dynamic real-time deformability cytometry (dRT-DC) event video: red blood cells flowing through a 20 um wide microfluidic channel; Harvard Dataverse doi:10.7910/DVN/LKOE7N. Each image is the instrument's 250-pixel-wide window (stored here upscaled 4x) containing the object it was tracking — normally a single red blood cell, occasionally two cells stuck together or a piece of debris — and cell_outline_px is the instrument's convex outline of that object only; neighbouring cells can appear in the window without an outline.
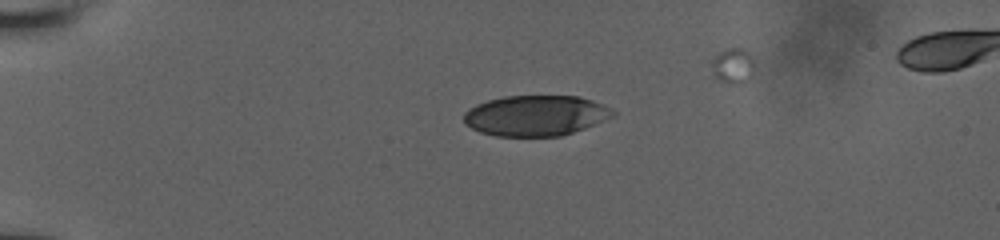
{"species": "human", "species_latin": "Homo sapiens", "temperature_condition": "room temperature", "stored_images_in_passage": 35, "camera_frame_rate_fps": 3000, "um_per_image_px": 0.085, "donor": {"sex": "male"}, "frame": {"image": 1, "passage_image": 1, "time_ms": 0.0, "image_size_px": [1000, 240], "cell_outline_px": [[616, 112], [612, 116], [584, 128], [560, 136], [496, 136], [480, 132], [464, 124], [464, 112], [468, 108], [476, 104], [488, 100], [504, 96], [580, 96], [592, 100]], "centroid_in_image_um": [45.47, 9.82], "position_along_channel_um": 39.5, "area_um2": 34.97}}
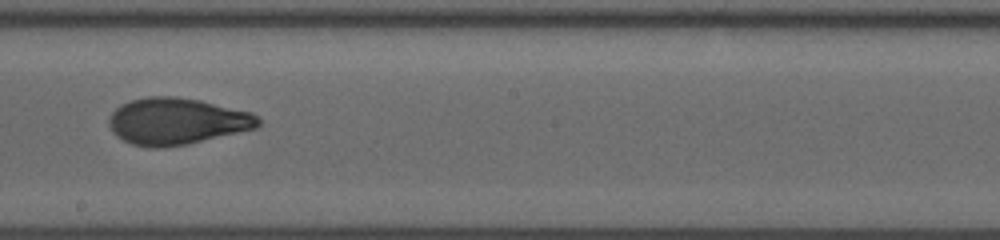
{"frame": {"image": 2, "passage_image": 17, "time_ms": 6.333, "image_size_px": [1000, 240], "cell_outline_px": [[260, 124], [256, 128], [184, 144], [160, 148], [152, 148], [132, 144], [116, 136], [112, 132], [108, 124], [108, 116], [120, 104], [132, 100], [148, 96], [176, 96], [200, 100], [252, 112], [260, 120]], "centroid_in_image_um": [14.98, 10.29], "position_along_channel_um": 233.2, "area_um2": 40.46}}
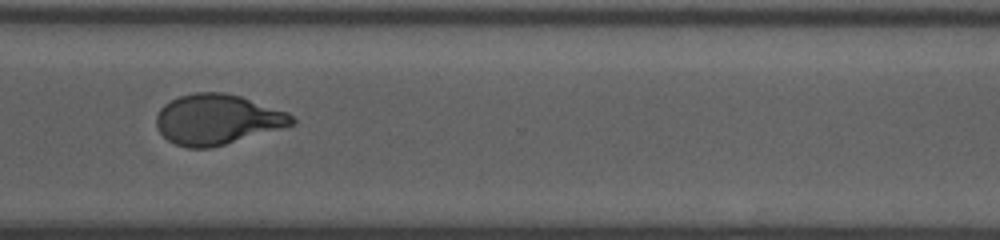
{"frame": {"image": 3, "passage_image": 34, "time_ms": 9.333, "image_size_px": [1000, 240], "cell_outline_px": [[296, 124], [224, 144], [208, 148], [188, 148], [176, 144], [168, 140], [156, 128], [156, 116], [160, 108], [164, 104], [180, 96], [196, 92], [224, 92], [240, 96], [288, 112], [296, 120]], "centroid_in_image_um": [18.45, 10.14], "position_along_channel_um": 352.1, "area_um2": 39.48}}